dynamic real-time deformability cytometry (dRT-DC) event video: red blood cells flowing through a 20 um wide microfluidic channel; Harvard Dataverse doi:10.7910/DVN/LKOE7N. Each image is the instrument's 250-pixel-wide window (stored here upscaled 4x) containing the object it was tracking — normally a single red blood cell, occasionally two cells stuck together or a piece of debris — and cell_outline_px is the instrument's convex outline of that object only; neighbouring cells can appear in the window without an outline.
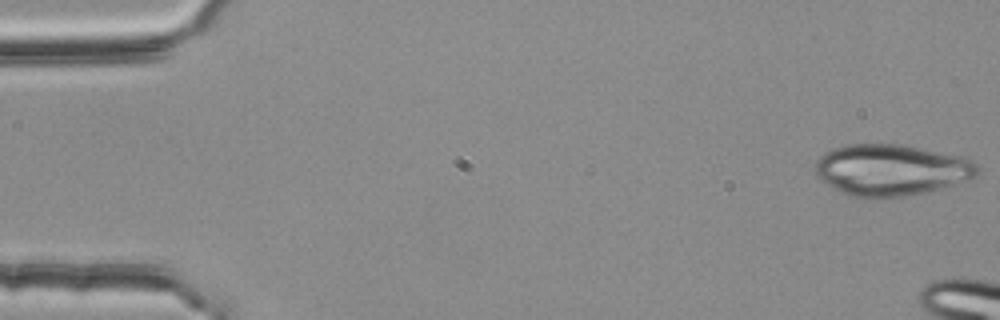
{"species": "common noctule bat (a hibernating species)", "species_latin": "Nyctalus noctula", "temperature_condition": "room temperature", "stored_images_in_passage": 14, "camera_frame_rate_fps": 3000, "um_per_image_px": 0.085, "animal": {"sex": "female", "body_mass_g": 25.1}, "frame": {"image": 1, "passage_image": 1, "time_ms": 0.0, "image_size_px": [1000, 320], "cell_outline_px": [[980, 172], [976, 176], [928, 192], [904, 196], [852, 196], [828, 184], [816, 176], [816, 160], [824, 152], [832, 148], [848, 144], [900, 144], [964, 156], [972, 160], [980, 168]], "centroid_in_image_um": [75.78, 14.41], "position_along_channel_um": 9.2, "area_um2": 48.03}}